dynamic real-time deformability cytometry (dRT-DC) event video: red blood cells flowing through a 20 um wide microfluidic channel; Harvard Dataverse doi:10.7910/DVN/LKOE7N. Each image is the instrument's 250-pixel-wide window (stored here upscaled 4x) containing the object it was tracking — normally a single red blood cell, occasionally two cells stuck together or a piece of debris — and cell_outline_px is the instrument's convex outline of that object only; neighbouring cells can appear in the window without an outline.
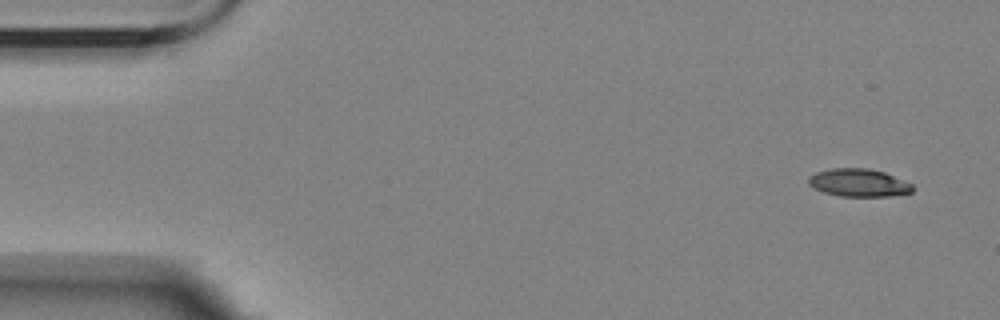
{"species": "Egyptian fruit bat (a non-hibernating species)", "species_latin": "Rousettus aegyptiacus", "temperature_condition": "room temperature", "stored_images_in_passage": 4, "camera_frame_rate_fps": 3000, "um_per_image_px": 0.085, "animal": {"sex": "female"}, "frame": {"image": 1, "passage_image": 1, "time_ms": 0.0, "image_size_px": [1000, 320], "cell_outline_px": [[916, 188], [912, 192], [888, 196], [840, 196], [824, 192], [808, 184], [808, 176], [816, 172], [832, 168], [868, 168], [884, 172], [904, 180], [912, 184]], "centroid_in_image_um": [73.0, 15.52], "position_along_channel_um": 12.0, "area_um2": 16.88}}